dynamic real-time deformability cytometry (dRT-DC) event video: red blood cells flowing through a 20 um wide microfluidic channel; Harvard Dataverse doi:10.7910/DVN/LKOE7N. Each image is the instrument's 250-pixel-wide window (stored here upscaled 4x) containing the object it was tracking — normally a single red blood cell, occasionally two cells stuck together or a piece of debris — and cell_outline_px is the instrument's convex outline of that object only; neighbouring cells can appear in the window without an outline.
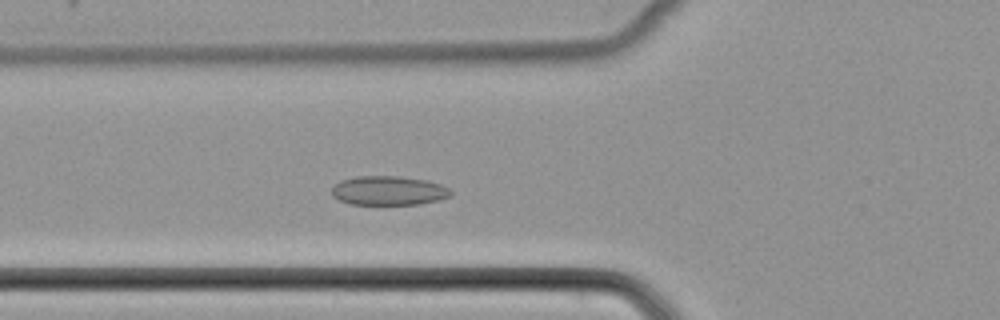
{"species": "common noctule bat (a hibernating species)", "species_latin": "Nyctalus noctula", "temperature_condition": "cold", "stored_images_in_passage": 45, "camera_frame_rate_fps": 3000, "um_per_image_px": 0.085, "animal": {"sex": "female", "body_mass_g": 22.7, "forearm_length_mm": 54.2}, "frame": {"image": 1, "passage_image": 13, "time_ms": 4.0, "image_size_px": [1000, 320], "cell_outline_px": [[452, 192], [448, 196], [436, 200], [420, 204], [348, 204], [332, 196], [332, 188], [340, 180], [356, 176], [400, 176], [428, 180], [440, 184], [448, 188]], "centroid_in_image_um": [33.0, 16.19], "position_along_channel_um": 92.8, "area_um2": 20.17}}
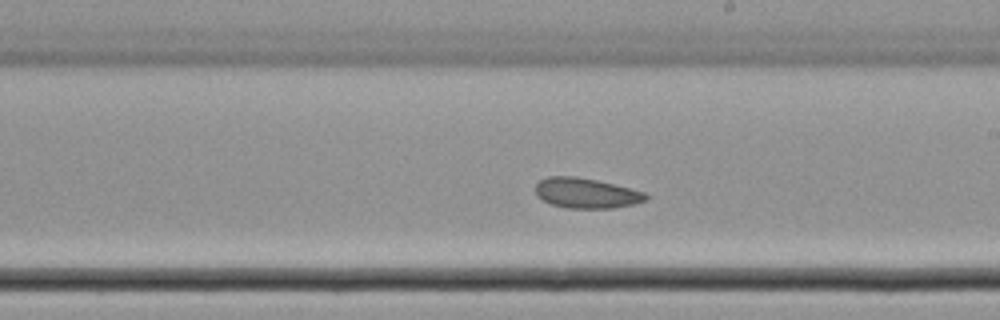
{"frame": {"image": 2, "passage_image": 24, "time_ms": 7.667, "image_size_px": [1000, 320], "cell_outline_px": [[648, 200], [632, 204], [612, 208], [568, 208], [552, 204], [536, 196], [536, 184], [540, 180], [548, 176], [576, 176], [596, 180], [644, 192], [648, 196]], "centroid_in_image_um": [49.81, 16.41], "position_along_channel_um": 239.2, "area_um2": 19.19}}
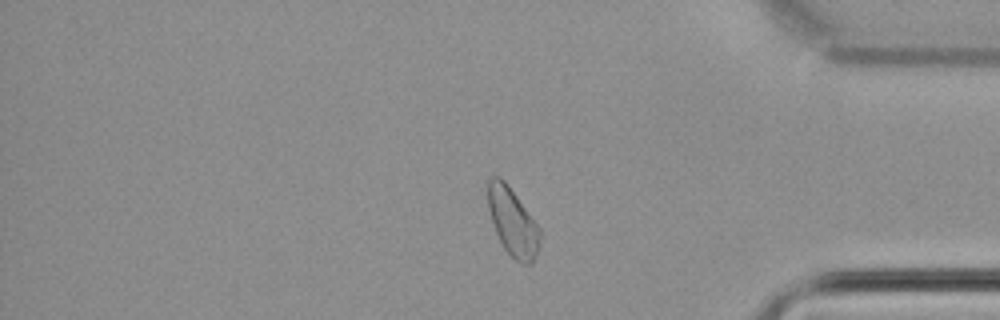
{"frame": {"image": 3, "passage_image": 37, "time_ms": 12.0, "image_size_px": [1000, 320], "cell_outline_px": [[540, 244], [536, 256], [532, 264], [520, 264], [504, 248], [496, 232], [488, 208], [488, 180], [492, 176], [500, 176], [508, 184], [540, 228]], "centroid_in_image_um": [43.59, 18.87], "position_along_channel_um": 391.6, "area_um2": 20.46}}